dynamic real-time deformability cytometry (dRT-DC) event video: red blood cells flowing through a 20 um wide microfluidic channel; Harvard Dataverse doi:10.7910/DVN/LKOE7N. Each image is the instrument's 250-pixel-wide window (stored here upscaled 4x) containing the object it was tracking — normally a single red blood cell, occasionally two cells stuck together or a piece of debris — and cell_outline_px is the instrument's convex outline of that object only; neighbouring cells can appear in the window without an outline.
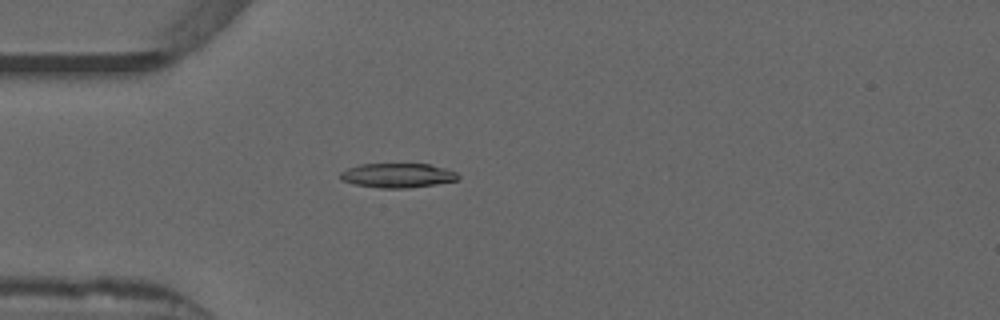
{"species": "common noctule bat (a hibernating species)", "species_latin": "Nyctalus noctula", "temperature_condition": "warm", "stored_images_in_passage": 41, "camera_frame_rate_fps": 3000, "um_per_image_px": 0.085, "animal": {"sex": "male", "forearm_length_mm": 52.5}, "frame": {"image": 1, "passage_image": 3, "time_ms": 0.667, "image_size_px": [1000, 320], "cell_outline_px": [[460, 176], [456, 180], [436, 184], [408, 188], [380, 188], [356, 184], [340, 180], [340, 172], [348, 168], [360, 164], [428, 164], [444, 168], [456, 172]], "centroid_in_image_um": [33.78, 14.91], "position_along_channel_um": 51.2, "area_um2": 16.65}}
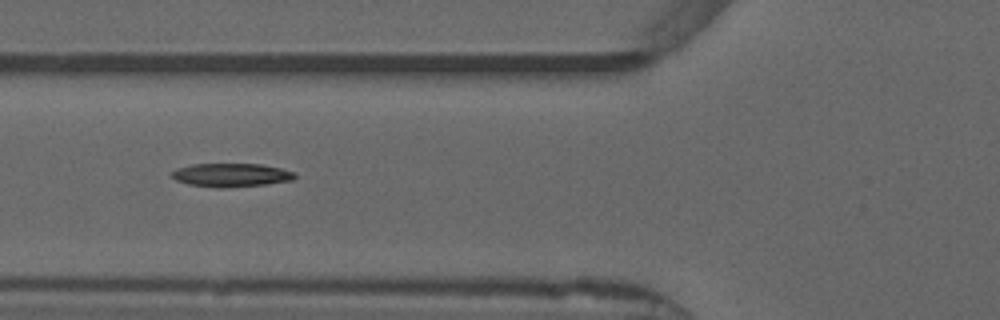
{"frame": {"image": 2, "passage_image": 8, "time_ms": 2.333, "image_size_px": [1000, 320], "cell_outline_px": [[296, 176], [292, 180], [268, 184], [220, 188], [216, 188], [188, 184], [176, 180], [172, 176], [172, 172], [176, 168], [192, 164], [260, 164], [280, 168], [296, 172]], "centroid_in_image_um": [19.66, 14.88], "position_along_channel_um": 106.1, "area_um2": 16.88}}
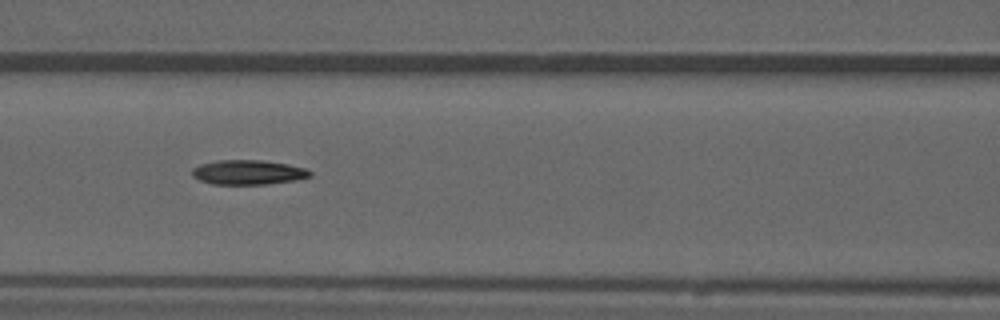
{"frame": {"image": 3, "passage_image": 11, "time_ms": 3.333, "image_size_px": [1000, 320], "cell_outline_px": [[312, 176], [292, 180], [268, 184], [212, 184], [200, 180], [192, 176], [192, 168], [200, 164], [216, 160], [260, 160], [288, 164], [304, 168], [312, 172]], "centroid_in_image_um": [21.06, 14.64], "position_along_channel_um": 145.5, "area_um2": 16.82}}